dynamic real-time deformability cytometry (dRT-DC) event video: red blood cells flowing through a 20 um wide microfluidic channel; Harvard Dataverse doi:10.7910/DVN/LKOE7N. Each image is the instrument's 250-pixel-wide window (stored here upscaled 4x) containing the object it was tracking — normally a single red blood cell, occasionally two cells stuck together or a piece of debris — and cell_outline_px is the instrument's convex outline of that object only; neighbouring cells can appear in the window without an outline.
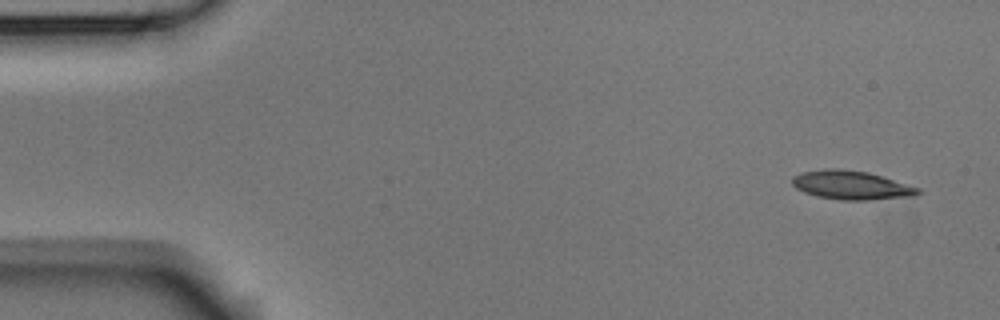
{"species": "Egyptian fruit bat (a non-hibernating species)", "species_latin": "Rousettus aegyptiacus", "temperature_condition": "room temperature", "stored_images_in_passage": 5, "camera_frame_rate_fps": 3000, "um_per_image_px": 0.085, "animal": {"sex": "male"}, "frame": {"image": 1, "passage_image": 1, "time_ms": 0.0, "image_size_px": [1000, 320], "cell_outline_px": [[920, 192], [916, 196], [868, 200], [844, 200], [816, 196], [804, 192], [796, 188], [792, 184], [792, 176], [800, 172], [824, 168], [840, 168], [868, 172], [920, 188]], "centroid_in_image_um": [72.33, 15.73], "position_along_channel_um": 12.7, "area_um2": 21.21}}
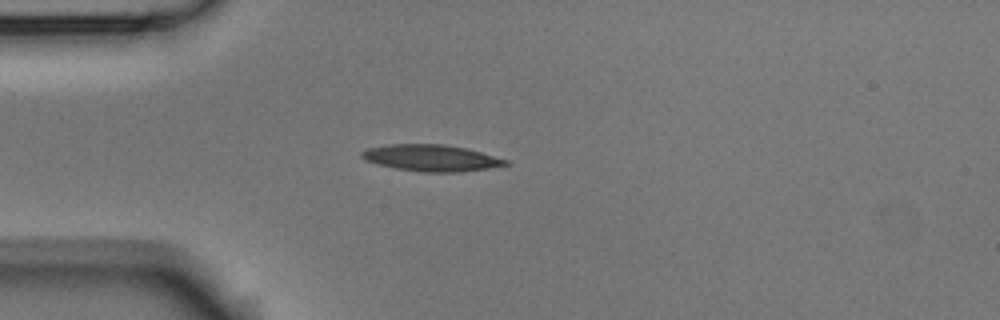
{"frame": {"image": 2, "passage_image": 4, "time_ms": 1.0, "image_size_px": [1000, 320], "cell_outline_px": [[508, 164], [488, 168], [460, 172], [424, 172], [396, 168], [364, 160], [360, 156], [360, 152], [368, 148], [388, 144], [444, 144], [464, 148], [480, 152], [508, 160]], "centroid_in_image_um": [36.62, 13.42], "position_along_channel_um": 48.4, "area_um2": 21.96}}